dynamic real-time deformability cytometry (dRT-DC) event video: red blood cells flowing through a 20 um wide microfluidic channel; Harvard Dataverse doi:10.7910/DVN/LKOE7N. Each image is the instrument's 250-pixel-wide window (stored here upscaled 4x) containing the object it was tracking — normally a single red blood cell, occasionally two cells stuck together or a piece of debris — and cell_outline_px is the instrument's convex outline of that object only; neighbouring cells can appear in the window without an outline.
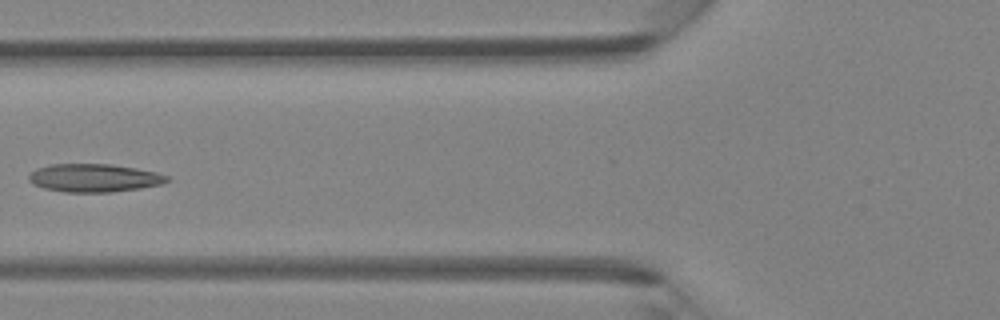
{"species": "Egyptian fruit bat (a non-hibernating species)", "species_latin": "Rousettus aegyptiacus", "temperature_condition": "room temperature", "stored_images_in_passage": 5, "camera_frame_rate_fps": 3000, "um_per_image_px": 0.085, "animal": {"sex": "female"}, "frame": {"image": 1, "passage_image": 5, "time_ms": 1.333, "image_size_px": [1000, 320], "cell_outline_px": [[172, 180], [164, 184], [140, 188], [112, 192], [64, 192], [44, 188], [32, 184], [28, 180], [28, 176], [36, 168], [52, 164], [108, 164], [136, 168], [156, 172], [168, 176]], "centroid_in_image_um": [8.02, 15.13], "position_along_channel_um": 117.8, "area_um2": 22.77}}